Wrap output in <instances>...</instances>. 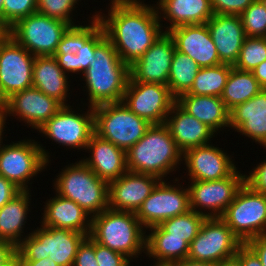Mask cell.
Here are the masks:
<instances>
[{"mask_svg": "<svg viewBox=\"0 0 266 266\" xmlns=\"http://www.w3.org/2000/svg\"><path fill=\"white\" fill-rule=\"evenodd\" d=\"M107 11L95 10L106 37L121 60L132 65L164 33L154 4L145 0H109ZM107 12V14H106Z\"/></svg>", "mask_w": 266, "mask_h": 266, "instance_id": "6da1fadb", "label": "cell"}, {"mask_svg": "<svg viewBox=\"0 0 266 266\" xmlns=\"http://www.w3.org/2000/svg\"><path fill=\"white\" fill-rule=\"evenodd\" d=\"M94 62L82 75L87 103L81 107H95L106 103L122 102L130 78V66L118 56L112 42L105 37L96 47ZM85 89V90H84ZM88 93V94H87Z\"/></svg>", "mask_w": 266, "mask_h": 266, "instance_id": "7a4b0ae2", "label": "cell"}, {"mask_svg": "<svg viewBox=\"0 0 266 266\" xmlns=\"http://www.w3.org/2000/svg\"><path fill=\"white\" fill-rule=\"evenodd\" d=\"M182 156L168 126L151 124L145 135L126 151L127 169L168 180L183 165Z\"/></svg>", "mask_w": 266, "mask_h": 266, "instance_id": "3957f363", "label": "cell"}, {"mask_svg": "<svg viewBox=\"0 0 266 266\" xmlns=\"http://www.w3.org/2000/svg\"><path fill=\"white\" fill-rule=\"evenodd\" d=\"M89 237L132 262L145 255L146 229L134 212L107 208L91 218Z\"/></svg>", "mask_w": 266, "mask_h": 266, "instance_id": "277c9868", "label": "cell"}, {"mask_svg": "<svg viewBox=\"0 0 266 266\" xmlns=\"http://www.w3.org/2000/svg\"><path fill=\"white\" fill-rule=\"evenodd\" d=\"M56 177L52 181L55 192L76 202L91 217L108 208L109 183L100 179L81 159L65 165Z\"/></svg>", "mask_w": 266, "mask_h": 266, "instance_id": "5b68a950", "label": "cell"}, {"mask_svg": "<svg viewBox=\"0 0 266 266\" xmlns=\"http://www.w3.org/2000/svg\"><path fill=\"white\" fill-rule=\"evenodd\" d=\"M3 142L0 144V176L21 191H32L33 178L47 170L52 155L41 142L31 138L9 144Z\"/></svg>", "mask_w": 266, "mask_h": 266, "instance_id": "8992f818", "label": "cell"}, {"mask_svg": "<svg viewBox=\"0 0 266 266\" xmlns=\"http://www.w3.org/2000/svg\"><path fill=\"white\" fill-rule=\"evenodd\" d=\"M17 245L18 260L51 258L59 266H73L77 249L87 237L80 232L39 225Z\"/></svg>", "mask_w": 266, "mask_h": 266, "instance_id": "52a82bcc", "label": "cell"}, {"mask_svg": "<svg viewBox=\"0 0 266 266\" xmlns=\"http://www.w3.org/2000/svg\"><path fill=\"white\" fill-rule=\"evenodd\" d=\"M88 18L90 19H87L88 24L82 21L67 29L54 54L59 67L64 73L71 75L72 79L77 75L81 78L89 64L94 62L95 47L106 37L105 30L100 19L95 15V11L92 17Z\"/></svg>", "mask_w": 266, "mask_h": 266, "instance_id": "ba28073f", "label": "cell"}, {"mask_svg": "<svg viewBox=\"0 0 266 266\" xmlns=\"http://www.w3.org/2000/svg\"><path fill=\"white\" fill-rule=\"evenodd\" d=\"M95 134L128 151L151 124L133 113L123 102L93 107Z\"/></svg>", "mask_w": 266, "mask_h": 266, "instance_id": "9c48e42d", "label": "cell"}, {"mask_svg": "<svg viewBox=\"0 0 266 266\" xmlns=\"http://www.w3.org/2000/svg\"><path fill=\"white\" fill-rule=\"evenodd\" d=\"M73 105L74 102L72 105L63 106L37 132L45 139L49 138L52 144L54 142L59 146H65L66 150L83 151L95 133L94 109L88 106V109L85 108L87 111H83L77 104V111Z\"/></svg>", "mask_w": 266, "mask_h": 266, "instance_id": "30bf717a", "label": "cell"}, {"mask_svg": "<svg viewBox=\"0 0 266 266\" xmlns=\"http://www.w3.org/2000/svg\"><path fill=\"white\" fill-rule=\"evenodd\" d=\"M220 218L245 244L266 233V195L254 191L244 183Z\"/></svg>", "mask_w": 266, "mask_h": 266, "instance_id": "8fae6325", "label": "cell"}, {"mask_svg": "<svg viewBox=\"0 0 266 266\" xmlns=\"http://www.w3.org/2000/svg\"><path fill=\"white\" fill-rule=\"evenodd\" d=\"M70 25L35 12L18 20L8 34L32 55L54 56L62 35Z\"/></svg>", "mask_w": 266, "mask_h": 266, "instance_id": "7c38bea8", "label": "cell"}, {"mask_svg": "<svg viewBox=\"0 0 266 266\" xmlns=\"http://www.w3.org/2000/svg\"><path fill=\"white\" fill-rule=\"evenodd\" d=\"M181 179V176L173 178L171 183L161 180L144 200L135 214L145 229L191 210L187 182L184 186Z\"/></svg>", "mask_w": 266, "mask_h": 266, "instance_id": "4fadbf2b", "label": "cell"}, {"mask_svg": "<svg viewBox=\"0 0 266 266\" xmlns=\"http://www.w3.org/2000/svg\"><path fill=\"white\" fill-rule=\"evenodd\" d=\"M238 169L220 180L189 181L191 210L206 218L221 217L245 183L246 174Z\"/></svg>", "mask_w": 266, "mask_h": 266, "instance_id": "5bb4252c", "label": "cell"}, {"mask_svg": "<svg viewBox=\"0 0 266 266\" xmlns=\"http://www.w3.org/2000/svg\"><path fill=\"white\" fill-rule=\"evenodd\" d=\"M242 244L220 217L206 218L189 244L187 258L218 264L236 255Z\"/></svg>", "mask_w": 266, "mask_h": 266, "instance_id": "9a60e30c", "label": "cell"}, {"mask_svg": "<svg viewBox=\"0 0 266 266\" xmlns=\"http://www.w3.org/2000/svg\"><path fill=\"white\" fill-rule=\"evenodd\" d=\"M122 102L150 124H164L176 99L167 85L137 82L130 77Z\"/></svg>", "mask_w": 266, "mask_h": 266, "instance_id": "2e32d148", "label": "cell"}, {"mask_svg": "<svg viewBox=\"0 0 266 266\" xmlns=\"http://www.w3.org/2000/svg\"><path fill=\"white\" fill-rule=\"evenodd\" d=\"M35 56L9 34L0 41V89L9 98L32 87Z\"/></svg>", "mask_w": 266, "mask_h": 266, "instance_id": "e0dca14e", "label": "cell"}, {"mask_svg": "<svg viewBox=\"0 0 266 266\" xmlns=\"http://www.w3.org/2000/svg\"><path fill=\"white\" fill-rule=\"evenodd\" d=\"M62 107L56 99L35 87H30L7 98V106L0 121L7 126L9 122L6 120L8 117L12 119L13 116V119L17 118V121L24 122L23 125L27 128L37 131Z\"/></svg>", "mask_w": 266, "mask_h": 266, "instance_id": "ac0fdd59", "label": "cell"}, {"mask_svg": "<svg viewBox=\"0 0 266 266\" xmlns=\"http://www.w3.org/2000/svg\"><path fill=\"white\" fill-rule=\"evenodd\" d=\"M213 142L190 148L183 153L182 167L188 181H213L230 176L237 168L233 154ZM233 158V159H232ZM187 169V170H186ZM188 172V173H187ZM187 173V174H186ZM187 175V176H186Z\"/></svg>", "mask_w": 266, "mask_h": 266, "instance_id": "d6986e66", "label": "cell"}, {"mask_svg": "<svg viewBox=\"0 0 266 266\" xmlns=\"http://www.w3.org/2000/svg\"><path fill=\"white\" fill-rule=\"evenodd\" d=\"M175 42L164 32L132 65L130 77L137 82L168 84Z\"/></svg>", "mask_w": 266, "mask_h": 266, "instance_id": "ffe728a7", "label": "cell"}, {"mask_svg": "<svg viewBox=\"0 0 266 266\" xmlns=\"http://www.w3.org/2000/svg\"><path fill=\"white\" fill-rule=\"evenodd\" d=\"M160 181L152 175L127 171L109 183L108 208L136 213Z\"/></svg>", "mask_w": 266, "mask_h": 266, "instance_id": "44dd1931", "label": "cell"}, {"mask_svg": "<svg viewBox=\"0 0 266 266\" xmlns=\"http://www.w3.org/2000/svg\"><path fill=\"white\" fill-rule=\"evenodd\" d=\"M175 48L191 57L201 68L221 64L207 24L181 25L168 31Z\"/></svg>", "mask_w": 266, "mask_h": 266, "instance_id": "7402d4cb", "label": "cell"}, {"mask_svg": "<svg viewBox=\"0 0 266 266\" xmlns=\"http://www.w3.org/2000/svg\"><path fill=\"white\" fill-rule=\"evenodd\" d=\"M229 128L266 147V89L229 112Z\"/></svg>", "mask_w": 266, "mask_h": 266, "instance_id": "603a6c76", "label": "cell"}, {"mask_svg": "<svg viewBox=\"0 0 266 266\" xmlns=\"http://www.w3.org/2000/svg\"><path fill=\"white\" fill-rule=\"evenodd\" d=\"M85 152L89 153V157L85 155L81 160L100 179L108 183L118 179L128 171L126 151L95 133L89 140Z\"/></svg>", "mask_w": 266, "mask_h": 266, "instance_id": "cb8c5ba5", "label": "cell"}, {"mask_svg": "<svg viewBox=\"0 0 266 266\" xmlns=\"http://www.w3.org/2000/svg\"><path fill=\"white\" fill-rule=\"evenodd\" d=\"M206 24L220 61L234 66L246 38L240 16L213 14Z\"/></svg>", "mask_w": 266, "mask_h": 266, "instance_id": "d4e9b609", "label": "cell"}, {"mask_svg": "<svg viewBox=\"0 0 266 266\" xmlns=\"http://www.w3.org/2000/svg\"><path fill=\"white\" fill-rule=\"evenodd\" d=\"M56 195V196H55ZM43 202L40 224L46 227L68 229L89 236L91 216L76 202L57 193Z\"/></svg>", "mask_w": 266, "mask_h": 266, "instance_id": "484cf974", "label": "cell"}, {"mask_svg": "<svg viewBox=\"0 0 266 266\" xmlns=\"http://www.w3.org/2000/svg\"><path fill=\"white\" fill-rule=\"evenodd\" d=\"M165 124L182 153L190 148L209 144L216 137L211 128L188 114L176 102L172 105Z\"/></svg>", "mask_w": 266, "mask_h": 266, "instance_id": "4316f807", "label": "cell"}, {"mask_svg": "<svg viewBox=\"0 0 266 266\" xmlns=\"http://www.w3.org/2000/svg\"><path fill=\"white\" fill-rule=\"evenodd\" d=\"M155 7L164 32L181 25L205 24L214 14L210 0H157Z\"/></svg>", "mask_w": 266, "mask_h": 266, "instance_id": "83f0119b", "label": "cell"}, {"mask_svg": "<svg viewBox=\"0 0 266 266\" xmlns=\"http://www.w3.org/2000/svg\"><path fill=\"white\" fill-rule=\"evenodd\" d=\"M63 72L54 56H36L33 64L32 87L59 101L70 105L71 77ZM70 91V92H69Z\"/></svg>", "mask_w": 266, "mask_h": 266, "instance_id": "f1b7e54d", "label": "cell"}, {"mask_svg": "<svg viewBox=\"0 0 266 266\" xmlns=\"http://www.w3.org/2000/svg\"><path fill=\"white\" fill-rule=\"evenodd\" d=\"M176 103L188 114L194 116L211 128L217 135L229 129V111L221 97L207 95L182 94Z\"/></svg>", "mask_w": 266, "mask_h": 266, "instance_id": "f546056e", "label": "cell"}, {"mask_svg": "<svg viewBox=\"0 0 266 266\" xmlns=\"http://www.w3.org/2000/svg\"><path fill=\"white\" fill-rule=\"evenodd\" d=\"M31 194V191H20L0 208V241H8L17 246L29 235L26 231L28 229L26 223L30 217L28 214L32 210L30 209L33 197Z\"/></svg>", "mask_w": 266, "mask_h": 266, "instance_id": "4dcf8cb0", "label": "cell"}, {"mask_svg": "<svg viewBox=\"0 0 266 266\" xmlns=\"http://www.w3.org/2000/svg\"><path fill=\"white\" fill-rule=\"evenodd\" d=\"M146 230L145 256L153 263L171 264L187 258L189 244L184 238L168 237L159 225Z\"/></svg>", "mask_w": 266, "mask_h": 266, "instance_id": "1f68e13d", "label": "cell"}, {"mask_svg": "<svg viewBox=\"0 0 266 266\" xmlns=\"http://www.w3.org/2000/svg\"><path fill=\"white\" fill-rule=\"evenodd\" d=\"M262 89L252 71H242L233 66L221 99L230 112L237 105L254 97Z\"/></svg>", "mask_w": 266, "mask_h": 266, "instance_id": "d6a6232c", "label": "cell"}, {"mask_svg": "<svg viewBox=\"0 0 266 266\" xmlns=\"http://www.w3.org/2000/svg\"><path fill=\"white\" fill-rule=\"evenodd\" d=\"M200 68L191 57L175 49L167 84L175 99L190 90Z\"/></svg>", "mask_w": 266, "mask_h": 266, "instance_id": "836d02e7", "label": "cell"}, {"mask_svg": "<svg viewBox=\"0 0 266 266\" xmlns=\"http://www.w3.org/2000/svg\"><path fill=\"white\" fill-rule=\"evenodd\" d=\"M233 65L221 63L200 68L193 85L185 94L221 97Z\"/></svg>", "mask_w": 266, "mask_h": 266, "instance_id": "e575fe53", "label": "cell"}, {"mask_svg": "<svg viewBox=\"0 0 266 266\" xmlns=\"http://www.w3.org/2000/svg\"><path fill=\"white\" fill-rule=\"evenodd\" d=\"M206 217L193 210L162 221L159 226L168 233V237L184 238L190 244L197 236Z\"/></svg>", "mask_w": 266, "mask_h": 266, "instance_id": "d590c367", "label": "cell"}, {"mask_svg": "<svg viewBox=\"0 0 266 266\" xmlns=\"http://www.w3.org/2000/svg\"><path fill=\"white\" fill-rule=\"evenodd\" d=\"M266 60V37H246L234 67L242 71H252Z\"/></svg>", "mask_w": 266, "mask_h": 266, "instance_id": "8d00e7d4", "label": "cell"}, {"mask_svg": "<svg viewBox=\"0 0 266 266\" xmlns=\"http://www.w3.org/2000/svg\"><path fill=\"white\" fill-rule=\"evenodd\" d=\"M240 18L246 37H266V0H254Z\"/></svg>", "mask_w": 266, "mask_h": 266, "instance_id": "74e56055", "label": "cell"}, {"mask_svg": "<svg viewBox=\"0 0 266 266\" xmlns=\"http://www.w3.org/2000/svg\"><path fill=\"white\" fill-rule=\"evenodd\" d=\"M82 0H37V12L50 18L68 23L70 26L78 25L73 18L78 14L77 9ZM79 3V4H78ZM77 5V6H76ZM76 11V12H75ZM73 12L74 15H73Z\"/></svg>", "mask_w": 266, "mask_h": 266, "instance_id": "f35d334b", "label": "cell"}, {"mask_svg": "<svg viewBox=\"0 0 266 266\" xmlns=\"http://www.w3.org/2000/svg\"><path fill=\"white\" fill-rule=\"evenodd\" d=\"M37 12V0H3L2 23L9 29L21 18Z\"/></svg>", "mask_w": 266, "mask_h": 266, "instance_id": "ab89813d", "label": "cell"}, {"mask_svg": "<svg viewBox=\"0 0 266 266\" xmlns=\"http://www.w3.org/2000/svg\"><path fill=\"white\" fill-rule=\"evenodd\" d=\"M95 257L98 266H133L131 260L108 247L95 242Z\"/></svg>", "mask_w": 266, "mask_h": 266, "instance_id": "60d3db41", "label": "cell"}, {"mask_svg": "<svg viewBox=\"0 0 266 266\" xmlns=\"http://www.w3.org/2000/svg\"><path fill=\"white\" fill-rule=\"evenodd\" d=\"M254 0H210L214 14L241 15Z\"/></svg>", "mask_w": 266, "mask_h": 266, "instance_id": "b9f144b4", "label": "cell"}, {"mask_svg": "<svg viewBox=\"0 0 266 266\" xmlns=\"http://www.w3.org/2000/svg\"><path fill=\"white\" fill-rule=\"evenodd\" d=\"M264 149H266V147H264ZM260 162L252 167L253 169L248 173H245V183L254 191L266 195V158Z\"/></svg>", "mask_w": 266, "mask_h": 266, "instance_id": "7bdbcfd3", "label": "cell"}, {"mask_svg": "<svg viewBox=\"0 0 266 266\" xmlns=\"http://www.w3.org/2000/svg\"><path fill=\"white\" fill-rule=\"evenodd\" d=\"M73 266H98L95 257V241L89 236L79 245Z\"/></svg>", "mask_w": 266, "mask_h": 266, "instance_id": "ee69618b", "label": "cell"}, {"mask_svg": "<svg viewBox=\"0 0 266 266\" xmlns=\"http://www.w3.org/2000/svg\"><path fill=\"white\" fill-rule=\"evenodd\" d=\"M245 244L257 255L262 266H266V233L250 239Z\"/></svg>", "mask_w": 266, "mask_h": 266, "instance_id": "f6af8a7d", "label": "cell"}, {"mask_svg": "<svg viewBox=\"0 0 266 266\" xmlns=\"http://www.w3.org/2000/svg\"><path fill=\"white\" fill-rule=\"evenodd\" d=\"M18 264L17 246L8 241H0V265Z\"/></svg>", "mask_w": 266, "mask_h": 266, "instance_id": "bcb514c9", "label": "cell"}, {"mask_svg": "<svg viewBox=\"0 0 266 266\" xmlns=\"http://www.w3.org/2000/svg\"><path fill=\"white\" fill-rule=\"evenodd\" d=\"M21 190L12 182L0 176V208L16 196Z\"/></svg>", "mask_w": 266, "mask_h": 266, "instance_id": "7dc6e473", "label": "cell"}, {"mask_svg": "<svg viewBox=\"0 0 266 266\" xmlns=\"http://www.w3.org/2000/svg\"><path fill=\"white\" fill-rule=\"evenodd\" d=\"M236 256L241 260L242 266H262L257 255L246 244L238 248Z\"/></svg>", "mask_w": 266, "mask_h": 266, "instance_id": "c3c4849f", "label": "cell"}, {"mask_svg": "<svg viewBox=\"0 0 266 266\" xmlns=\"http://www.w3.org/2000/svg\"><path fill=\"white\" fill-rule=\"evenodd\" d=\"M254 77L258 80L259 85L266 89V60L257 65L252 70Z\"/></svg>", "mask_w": 266, "mask_h": 266, "instance_id": "681fc988", "label": "cell"}, {"mask_svg": "<svg viewBox=\"0 0 266 266\" xmlns=\"http://www.w3.org/2000/svg\"><path fill=\"white\" fill-rule=\"evenodd\" d=\"M18 266H59L51 258L41 260H18Z\"/></svg>", "mask_w": 266, "mask_h": 266, "instance_id": "f907efd6", "label": "cell"}, {"mask_svg": "<svg viewBox=\"0 0 266 266\" xmlns=\"http://www.w3.org/2000/svg\"><path fill=\"white\" fill-rule=\"evenodd\" d=\"M171 266H217V264L205 261H197L189 258L174 262L170 264Z\"/></svg>", "mask_w": 266, "mask_h": 266, "instance_id": "816d5d0a", "label": "cell"}, {"mask_svg": "<svg viewBox=\"0 0 266 266\" xmlns=\"http://www.w3.org/2000/svg\"><path fill=\"white\" fill-rule=\"evenodd\" d=\"M217 266H242L241 260L236 256H232L222 260Z\"/></svg>", "mask_w": 266, "mask_h": 266, "instance_id": "f5cc1de1", "label": "cell"}, {"mask_svg": "<svg viewBox=\"0 0 266 266\" xmlns=\"http://www.w3.org/2000/svg\"><path fill=\"white\" fill-rule=\"evenodd\" d=\"M7 106V99L6 97L3 95L1 89H0V119L2 118V116L4 115L5 109Z\"/></svg>", "mask_w": 266, "mask_h": 266, "instance_id": "db71d44e", "label": "cell"}, {"mask_svg": "<svg viewBox=\"0 0 266 266\" xmlns=\"http://www.w3.org/2000/svg\"><path fill=\"white\" fill-rule=\"evenodd\" d=\"M8 35V28L0 20V41Z\"/></svg>", "mask_w": 266, "mask_h": 266, "instance_id": "11a10c76", "label": "cell"}, {"mask_svg": "<svg viewBox=\"0 0 266 266\" xmlns=\"http://www.w3.org/2000/svg\"><path fill=\"white\" fill-rule=\"evenodd\" d=\"M5 128H8V127H6L1 121H0V144H1V142L3 141V140H5L6 141V139H4L5 138V133H4V131H6V129Z\"/></svg>", "mask_w": 266, "mask_h": 266, "instance_id": "9f6ffc18", "label": "cell"}, {"mask_svg": "<svg viewBox=\"0 0 266 266\" xmlns=\"http://www.w3.org/2000/svg\"><path fill=\"white\" fill-rule=\"evenodd\" d=\"M2 9H3V0H0V20L2 22Z\"/></svg>", "mask_w": 266, "mask_h": 266, "instance_id": "6f0895ef", "label": "cell"}, {"mask_svg": "<svg viewBox=\"0 0 266 266\" xmlns=\"http://www.w3.org/2000/svg\"><path fill=\"white\" fill-rule=\"evenodd\" d=\"M149 266H171L170 264H158V263H153V265H149Z\"/></svg>", "mask_w": 266, "mask_h": 266, "instance_id": "680465c9", "label": "cell"}, {"mask_svg": "<svg viewBox=\"0 0 266 266\" xmlns=\"http://www.w3.org/2000/svg\"><path fill=\"white\" fill-rule=\"evenodd\" d=\"M0 266H18V264H3V265H0Z\"/></svg>", "mask_w": 266, "mask_h": 266, "instance_id": "91938a15", "label": "cell"}]
</instances>
